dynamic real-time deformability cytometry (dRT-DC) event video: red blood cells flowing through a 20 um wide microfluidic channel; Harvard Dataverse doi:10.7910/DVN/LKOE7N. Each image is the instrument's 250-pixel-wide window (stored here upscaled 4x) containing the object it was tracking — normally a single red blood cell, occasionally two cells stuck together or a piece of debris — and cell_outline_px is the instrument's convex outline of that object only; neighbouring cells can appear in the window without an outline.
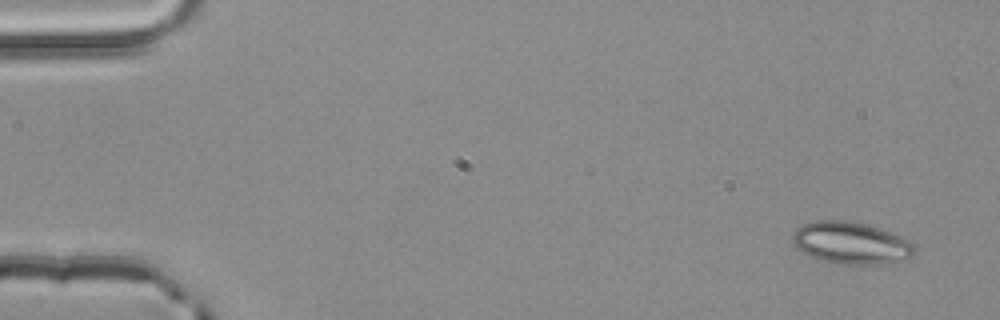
{"species": "common noctule bat (a hibernating species)", "species_latin": "Nyctalus noctula", "temperature_condition": "room temperature", "stored_images_in_passage": 4, "camera_frame_rate_fps": 3000, "um_per_image_px": 0.085, "animal": {"sex": "male", "body_mass_g": 20.4}, "frame": {"image": 1, "passage_image": 1, "time_ms": 0.0, "image_size_px": [1000, 320], "cell_outline_px": [[916, 252], [908, 260], [880, 264], [840, 264], [820, 260], [800, 252], [796, 248], [792, 240], [792, 236], [796, 228], [804, 224], [816, 220], [844, 220], [868, 224], [880, 228], [900, 236], [916, 244]], "centroid_in_image_um": [72.36, 20.66], "position_along_channel_um": 12.6, "area_um2": 30.35}}